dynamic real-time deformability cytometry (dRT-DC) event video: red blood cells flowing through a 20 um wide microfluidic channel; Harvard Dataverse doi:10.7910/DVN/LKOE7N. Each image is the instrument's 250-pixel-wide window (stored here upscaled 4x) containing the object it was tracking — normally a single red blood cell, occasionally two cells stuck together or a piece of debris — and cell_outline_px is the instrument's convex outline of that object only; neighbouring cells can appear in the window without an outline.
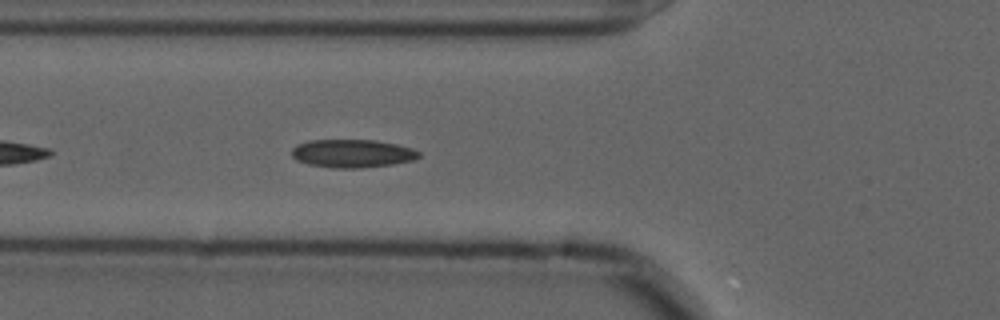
{"species": "common noctule bat (a hibernating species)", "species_latin": "Nyctalus noctula", "temperature_condition": "cold", "stored_images_in_passage": 40, "camera_frame_rate_fps": 3000, "um_per_image_px": 0.085, "animal": {"sex": "male", "forearm_length_mm": 52.5}, "frame": {"image": 1, "passage_image": 6, "time_ms": 1.667, "image_size_px": [1000, 320], "cell_outline_px": [[420, 156], [412, 160], [392, 164], [360, 168], [332, 168], [308, 164], [296, 160], [292, 156], [292, 148], [296, 144], [308, 140], [376, 140], [396, 144], [412, 148], [420, 152]], "centroid_in_image_um": [29.91, 13.04], "position_along_channel_um": 95.9, "area_um2": 20.92}}
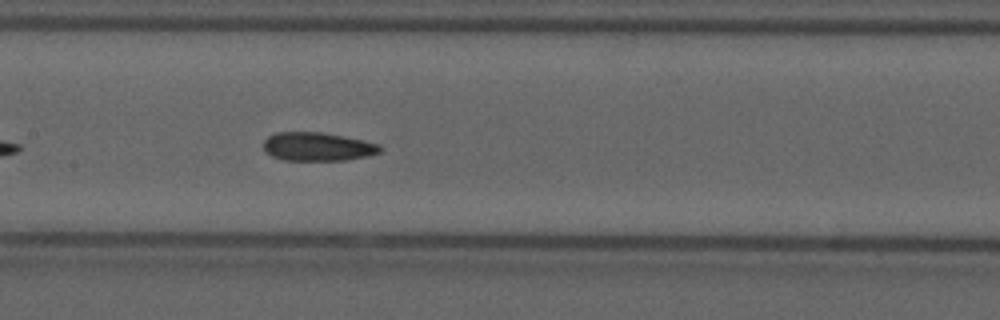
{"frame": {"image": 2, "passage_image": 13, "time_ms": 4.0, "image_size_px": [1000, 320], "cell_outline_px": [[384, 148], [380, 152], [368, 156], [344, 160], [284, 160], [272, 156], [264, 152], [264, 140], [268, 136], [276, 132], [320, 132], [380, 144]], "centroid_in_image_um": [26.97, 12.47], "position_along_channel_um": 180.4, "area_um2": 19.31}}
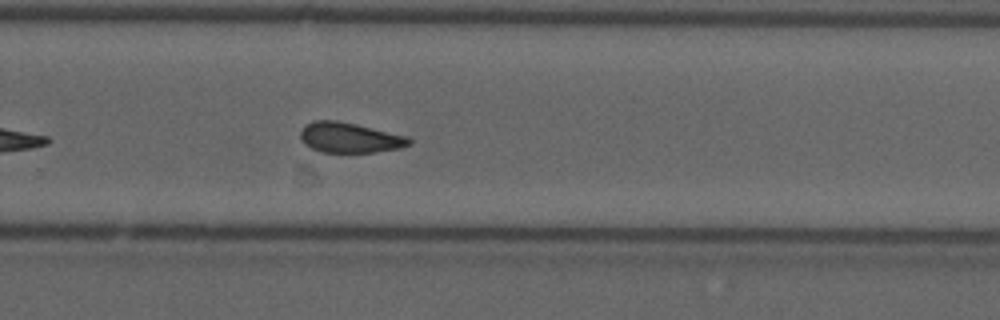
{"frame": {"image": 3, "passage_image": 23, "time_ms": 7.333, "image_size_px": [1000, 320], "cell_outline_px": [[412, 144], [400, 148], [372, 152], [320, 152], [304, 144], [300, 136], [300, 132], [304, 124], [316, 120], [336, 120], [356, 124], [408, 136], [412, 140]], "centroid_in_image_um": [29.72, 11.69], "position_along_channel_um": 300.1, "area_um2": 19.19}, "authors_computed_cell_mechanics": {"area_um2": 19.3919, "velocity_mm_per_s": 3.6045, "shape_relaxation_time_tau1_ms": null, "shape_relaxation_time_tau2_ms": 2.6817, "deformation_change_tau1": null, "deformation_change_tau2": 0.0907}}